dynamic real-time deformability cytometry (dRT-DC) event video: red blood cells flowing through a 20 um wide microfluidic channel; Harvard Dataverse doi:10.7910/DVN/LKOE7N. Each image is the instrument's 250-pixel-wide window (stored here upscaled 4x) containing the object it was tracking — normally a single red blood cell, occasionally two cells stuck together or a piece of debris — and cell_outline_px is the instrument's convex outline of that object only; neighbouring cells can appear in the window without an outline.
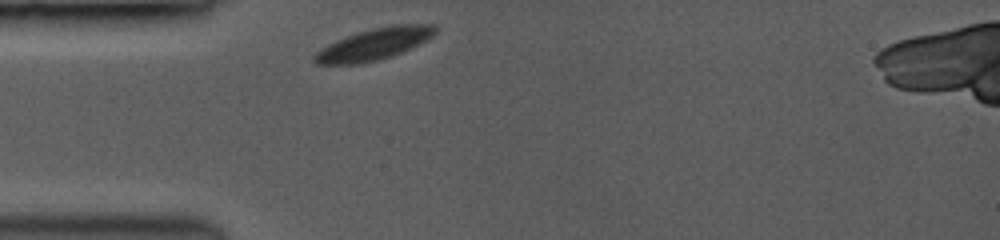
{"species": "common noctule bat (a hibernating species)", "species_latin": "Nyctalus noctula", "temperature_condition": "room temperature", "stored_images_in_passage": 38, "camera_frame_rate_fps": 3500, "um_per_image_px": 0.085, "animal": {"sex": "female", "body_mass_g": 19.0, "forearm_length_mm": 53.3}, "frame": {"image": 1, "passage_image": 1, "time_ms": 0.0, "image_size_px": [1000, 240], "cell_outline_px": [[436, 32], [432, 36], [400, 52], [376, 60], [356, 64], [316, 64], [312, 60], [312, 56], [320, 48], [336, 40], [356, 32], [388, 24], [436, 24]], "centroid_in_image_um": [31.73, 3.72], "position_along_channel_um": 53.3, "area_um2": 22.02}}
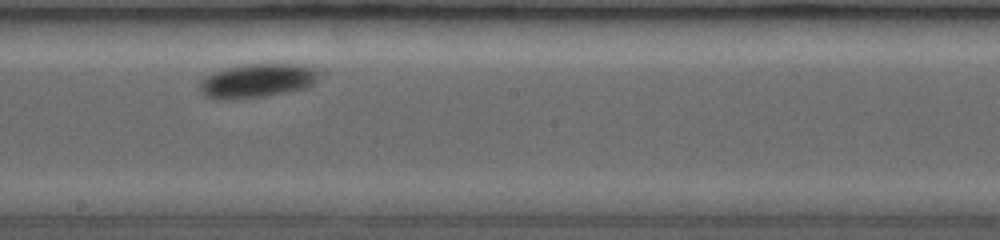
{"frame": {"image": 2, "passage_image": 24, "time_ms": 4.857, "image_size_px": [1000, 240], "cell_outline_px": [[316, 80], [312, 84], [304, 88], [256, 96], [208, 96], [200, 88], [200, 84], [212, 72], [228, 68], [248, 64], [304, 64], [316, 68]], "centroid_in_image_um": [21.96, 6.78], "position_along_channel_um": 226.2, "area_um2": 21.85}}
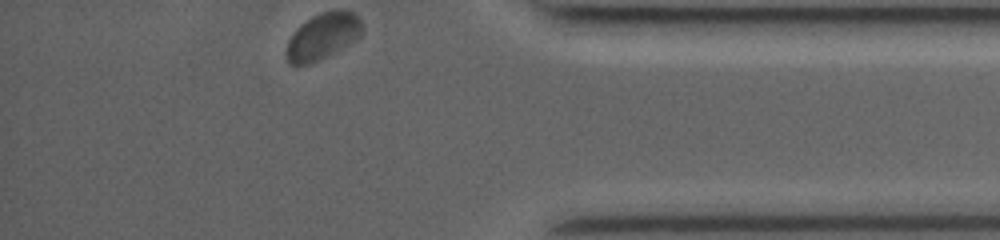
{"frame": {"image": 3, "passage_image": 38, "time_ms": 10.0, "image_size_px": [1000, 240], "cell_outline_px": [[360, 36], [356, 40], [336, 52], [320, 60], [308, 64], [292, 64], [288, 60], [288, 40], [296, 28], [300, 24], [312, 16], [320, 12], [352, 12], [360, 20]], "centroid_in_image_um": [27.42, 3.1], "position_along_channel_um": 407.8, "area_um2": 19.83}, "authors_computed_cell_mechanics": {"area_um2": 22.0796, "velocity_mm_per_s": 3.7296, "shape_relaxation_time_tau1_ms": 1.024, "shape_relaxation_time_tau2_ms": null, "deformation_change_tau1": 0.0356, "deformation_change_tau2": null}}